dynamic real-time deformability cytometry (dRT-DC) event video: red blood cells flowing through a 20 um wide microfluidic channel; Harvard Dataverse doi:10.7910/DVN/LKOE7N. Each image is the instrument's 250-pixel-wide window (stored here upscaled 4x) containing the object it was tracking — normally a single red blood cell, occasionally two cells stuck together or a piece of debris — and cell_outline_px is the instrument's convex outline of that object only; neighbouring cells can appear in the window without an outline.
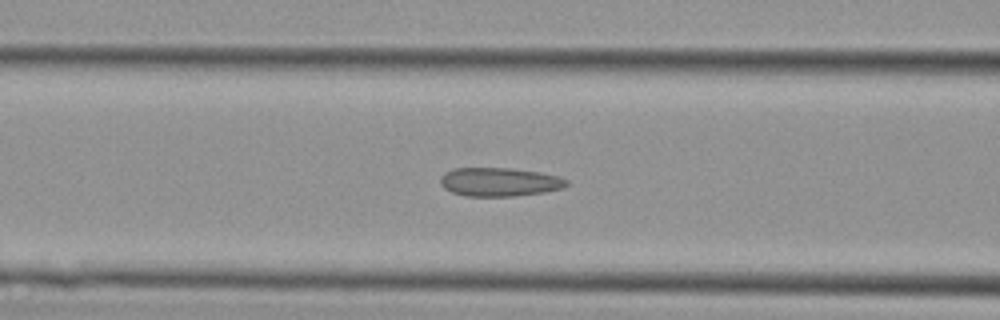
{"species": "Egyptian fruit bat (a non-hibernating species)", "species_latin": "Rousettus aegyptiacus", "temperature_condition": "cold", "stored_images_in_passage": 29, "camera_frame_rate_fps": 3000, "um_per_image_px": 0.085, "animal": {"sex": "female"}, "frame": {"image": 1, "passage_image": 10, "time_ms": 3.0, "image_size_px": [1000, 320], "cell_outline_px": [[568, 184], [564, 188], [544, 192], [516, 196], [464, 196], [452, 192], [444, 188], [440, 184], [440, 176], [444, 172], [452, 168], [512, 168], [540, 172], [560, 176], [568, 180]], "centroid_in_image_um": [42.45, 15.46], "position_along_channel_um": 124.1, "area_um2": 21.39}}
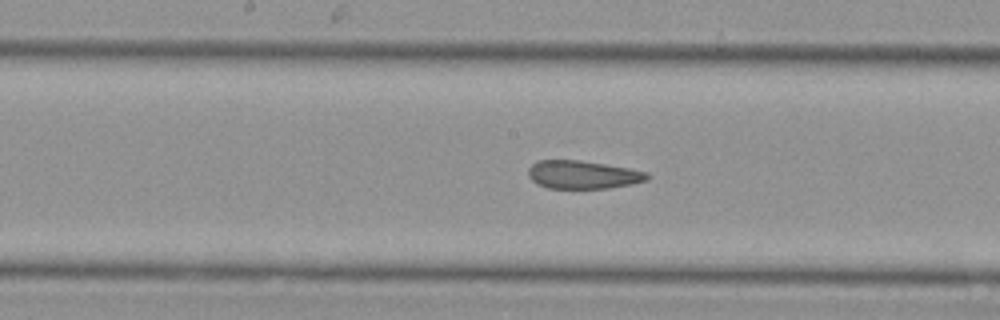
{"frame": {"image": 2, "passage_image": 15, "time_ms": 4.667, "image_size_px": [1000, 320], "cell_outline_px": [[648, 180], [632, 184], [608, 188], [548, 188], [536, 184], [528, 176], [528, 168], [536, 160], [580, 160], [628, 168], [648, 172]], "centroid_in_image_um": [49.51, 14.84], "position_along_channel_um": 198.7, "area_um2": 19.54}}
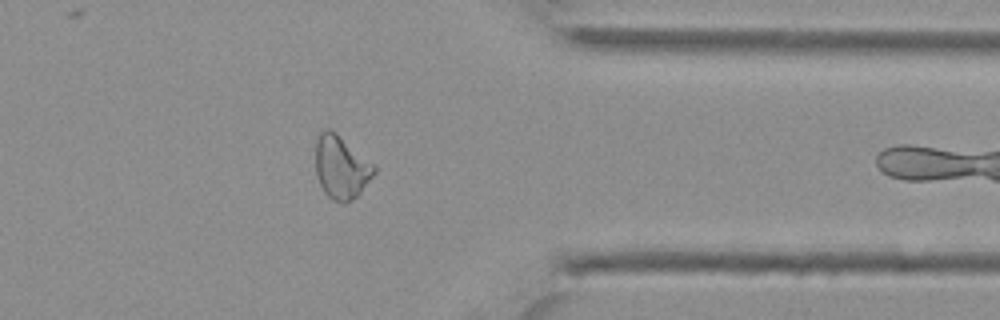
{"frame": {"image": 3, "passage_image": 28, "time_ms": 9.0, "image_size_px": [1000, 320], "cell_outline_px": [[376, 172], [360, 192], [356, 196], [344, 204], [332, 200], [324, 192], [320, 184], [316, 172], [316, 140], [320, 128], [332, 128], [376, 164]], "centroid_in_image_um": [29.01, 14.16], "position_along_channel_um": 382.4, "area_um2": 22.02}}